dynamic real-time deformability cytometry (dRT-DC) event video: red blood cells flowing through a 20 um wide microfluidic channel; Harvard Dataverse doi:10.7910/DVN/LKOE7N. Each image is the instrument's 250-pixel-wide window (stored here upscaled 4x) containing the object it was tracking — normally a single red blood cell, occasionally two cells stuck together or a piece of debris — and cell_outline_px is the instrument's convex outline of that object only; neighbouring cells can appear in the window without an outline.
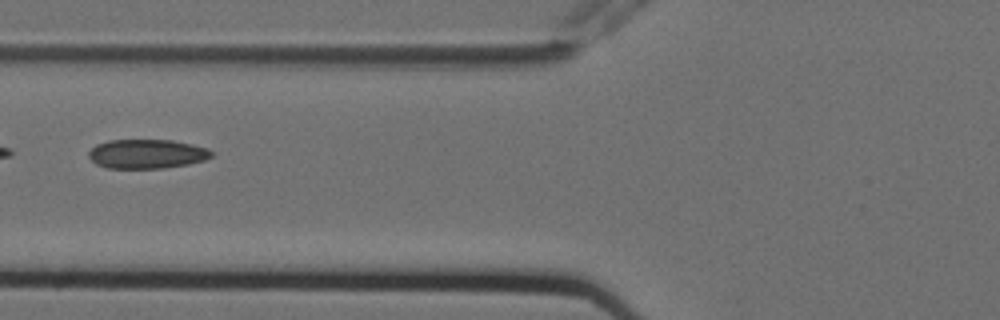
{"species": "Egyptian fruit bat (a non-hibernating species)", "species_latin": "Rousettus aegyptiacus", "temperature_condition": "cold", "stored_images_in_passage": 10, "camera_frame_rate_fps": 3000, "um_per_image_px": 0.085, "animal": {"sex": "female"}, "frame": {"image": 1, "passage_image": 6, "time_ms": 1.667, "image_size_px": [1000, 320], "cell_outline_px": [[212, 156], [204, 160], [188, 164], [164, 168], [108, 168], [96, 164], [88, 156], [88, 152], [96, 144], [108, 140], [172, 140], [192, 144], [208, 148], [212, 152]], "centroid_in_image_um": [12.47, 13.08], "position_along_channel_um": 113.3, "area_um2": 20.92}}
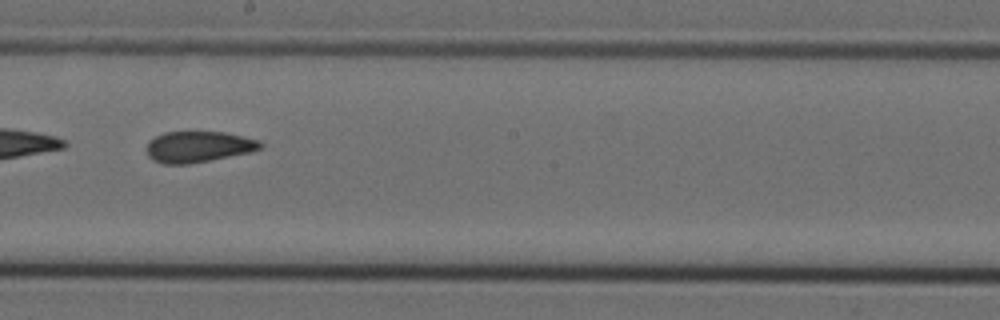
{"frame": {"image": 2, "passage_image": 9, "time_ms": 2.667, "image_size_px": [1000, 320], "cell_outline_px": [[264, 144], [260, 148], [252, 152], [188, 164], [164, 164], [152, 160], [148, 156], [148, 140], [164, 132], [224, 132], [244, 136], [260, 140]], "centroid_in_image_um": [16.88, 12.47], "position_along_channel_um": 231.3, "area_um2": 20.63}}
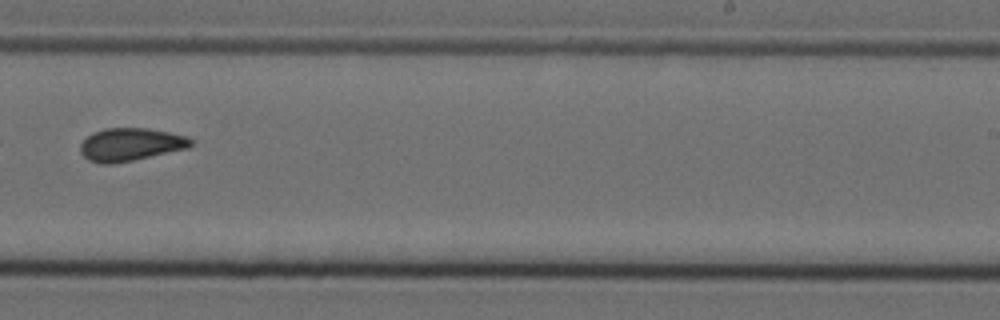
{"frame": {"image": 3, "passage_image": 10, "time_ms": 3.0, "image_size_px": [1000, 320], "cell_outline_px": [[196, 144], [188, 148], [132, 160], [112, 164], [100, 164], [88, 160], [80, 152], [80, 144], [92, 132], [104, 128], [148, 128], [188, 136], [196, 140]], "centroid_in_image_um": [11.13, 12.27], "position_along_channel_um": 277.9, "area_um2": 21.39}}